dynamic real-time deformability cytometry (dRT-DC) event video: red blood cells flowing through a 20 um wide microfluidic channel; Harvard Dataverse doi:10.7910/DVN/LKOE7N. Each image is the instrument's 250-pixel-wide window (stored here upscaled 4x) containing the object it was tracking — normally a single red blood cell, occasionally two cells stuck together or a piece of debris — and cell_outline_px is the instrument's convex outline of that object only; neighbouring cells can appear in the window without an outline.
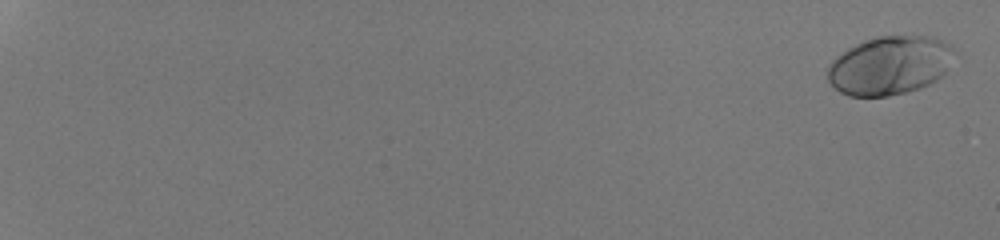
{"species": "human", "species_latin": "Homo sapiens", "temperature_condition": "room temperature", "stored_images_in_passage": 55, "camera_frame_rate_fps": 3000, "um_per_image_px": 0.085, "donor": {"sex": "male"}, "frame": {"image": 1, "passage_image": 2, "time_ms": 0.333, "image_size_px": [1000, 240], "cell_outline_px": [[956, 52], [944, 76], [920, 88], [888, 96], [848, 96], [840, 92], [828, 80], [828, 64], [836, 56], [848, 48], [864, 40], [876, 36], [932, 36], [944, 40], [952, 44], [956, 48]], "centroid_in_image_um": [75.67, 5.54], "position_along_channel_um": 9.3, "area_um2": 43.7}}
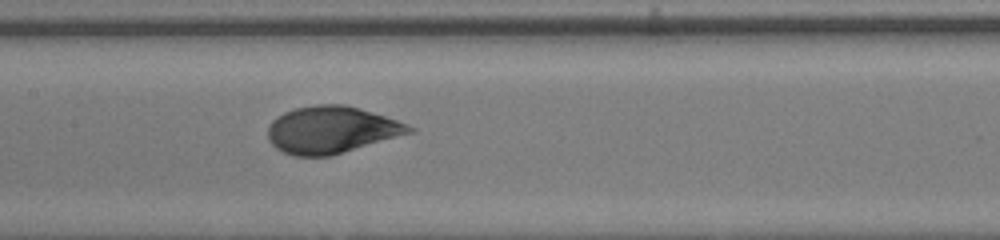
{"frame": {"image": 2, "passage_image": 33, "time_ms": 10.667, "image_size_px": [1000, 240], "cell_outline_px": [[416, 132], [332, 156], [292, 156], [276, 148], [268, 140], [268, 128], [272, 120], [284, 112], [296, 108], [316, 104], [344, 104], [360, 108], [408, 124], [416, 128]], "centroid_in_image_um": [28.2, 11.04], "position_along_channel_um": 179.2, "area_um2": 39.07}}
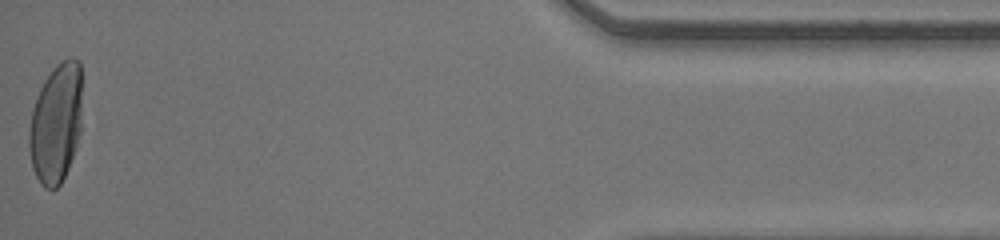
{"frame": {"image": 3, "passage_image": 55, "time_ms": 18.0, "image_size_px": [1000, 240], "cell_outline_px": [[80, 132], [76, 148], [68, 168], [60, 184], [56, 188], [44, 188], [40, 184], [32, 168], [28, 148], [28, 132], [32, 108], [40, 88], [44, 80], [56, 64], [60, 60], [68, 56], [72, 56], [80, 60]], "centroid_in_image_um": [4.73, 10.46], "position_along_channel_um": 430.5, "area_um2": 37.22}, "authors_computed_cell_mechanics": {"area_um2": 38.6682, "velocity_mm_per_s": 4.2293, "shape_relaxation_time_tau1_ms": 4.2373, "shape_relaxation_time_tau2_ms": null, "deformation_change_tau1": 0.2052, "deformation_change_tau2": null}}